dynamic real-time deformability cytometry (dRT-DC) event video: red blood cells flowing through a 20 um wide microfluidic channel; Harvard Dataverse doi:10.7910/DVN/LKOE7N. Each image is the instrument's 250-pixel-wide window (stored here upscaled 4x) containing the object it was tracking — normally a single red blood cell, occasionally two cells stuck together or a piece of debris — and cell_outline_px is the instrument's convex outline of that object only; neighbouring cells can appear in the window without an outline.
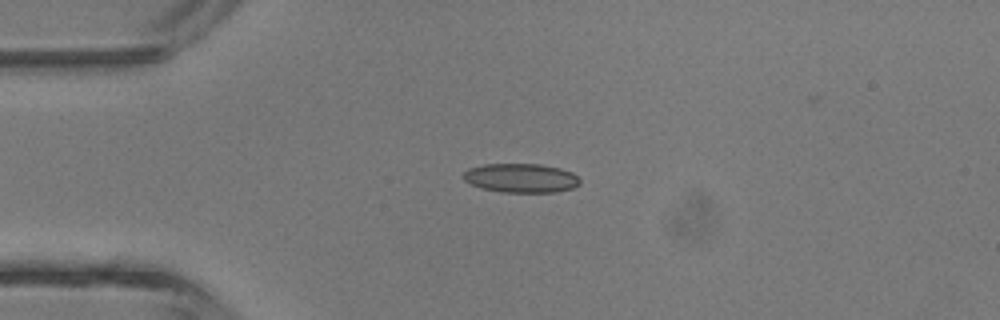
{"species": "common noctule bat (a hibernating species)", "species_latin": "Nyctalus noctula", "temperature_condition": "room temperature", "stored_images_in_passage": 3, "camera_frame_rate_fps": 3000, "um_per_image_px": 0.085, "animal": {"sex": "male", "body_mass_g": 13.3}, "frame": {"image": 1, "passage_image": 2, "time_ms": 1.333, "image_size_px": [1000, 320], "cell_outline_px": [[580, 184], [572, 188], [556, 192], [500, 192], [480, 188], [464, 180], [464, 172], [468, 168], [484, 164], [540, 164], [560, 168], [572, 172], [580, 180]], "centroid_in_image_um": [44.28, 15.13], "position_along_channel_um": 40.7, "area_um2": 19.77}}